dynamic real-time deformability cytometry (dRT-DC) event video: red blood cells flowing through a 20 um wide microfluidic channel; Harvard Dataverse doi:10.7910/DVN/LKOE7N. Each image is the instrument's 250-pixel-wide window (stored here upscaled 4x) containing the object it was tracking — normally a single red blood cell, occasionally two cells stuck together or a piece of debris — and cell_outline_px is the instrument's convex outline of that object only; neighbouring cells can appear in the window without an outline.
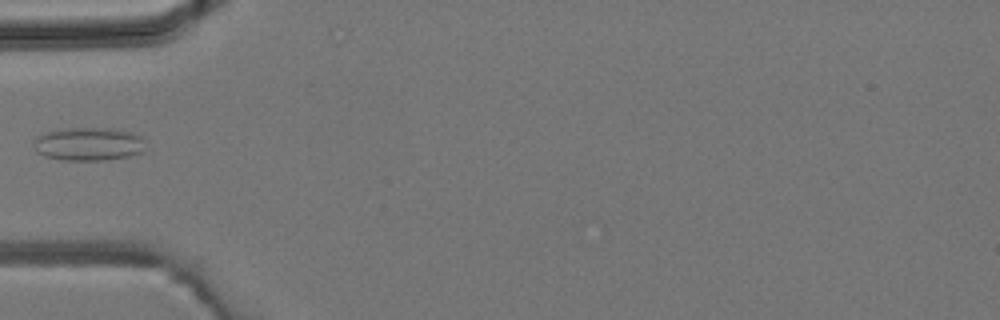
{"species": "common noctule bat (a hibernating species)", "species_latin": "Nyctalus noctula", "temperature_condition": "room temperature", "stored_images_in_passage": 5, "camera_frame_rate_fps": 3000, "um_per_image_px": 0.085, "animal": {"sex": "male", "body_mass_g": 19.2, "forearm_length_mm": 51.8}, "frame": {"image": 1, "passage_image": 5, "time_ms": 4.667, "image_size_px": [1000, 320], "cell_outline_px": [[144, 148], [140, 152], [128, 156], [104, 160], [64, 160], [44, 156], [36, 152], [32, 144], [32, 140], [36, 136], [48, 132], [68, 128], [112, 128], [132, 132], [140, 136], [144, 140]], "centroid_in_image_um": [7.49, 12.24], "position_along_channel_um": 77.5, "area_um2": 21.73}}